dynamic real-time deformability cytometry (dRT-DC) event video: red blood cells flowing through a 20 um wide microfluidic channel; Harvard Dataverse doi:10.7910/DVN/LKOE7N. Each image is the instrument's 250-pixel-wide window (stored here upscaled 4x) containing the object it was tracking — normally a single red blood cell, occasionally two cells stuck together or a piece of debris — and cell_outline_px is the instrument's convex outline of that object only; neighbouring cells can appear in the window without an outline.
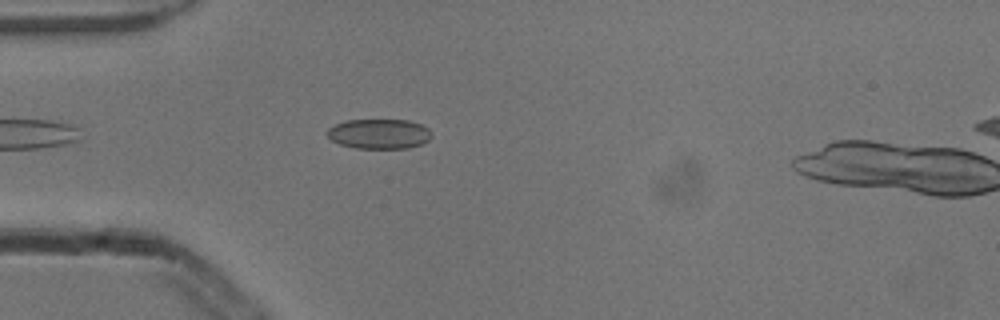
{"species": "common noctule bat (a hibernating species)", "species_latin": "Nyctalus noctula", "temperature_condition": "cold", "stored_images_in_passage": 43, "camera_frame_rate_fps": 3000, "um_per_image_px": 0.085, "animal": {"sex": "male", "body_mass_g": 13.3}, "frame": {"image": 1, "passage_image": 6, "time_ms": 1.667, "image_size_px": [1000, 320], "cell_outline_px": [[428, 140], [420, 144], [408, 148], [356, 148], [340, 144], [332, 140], [328, 136], [328, 128], [344, 120], [408, 120], [420, 124], [428, 128]], "centroid_in_image_um": [32.18, 11.37], "position_along_channel_um": 52.8, "area_um2": 17.86}}
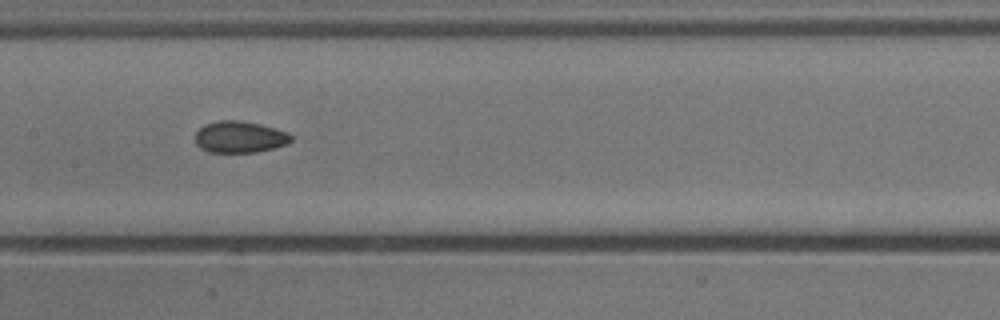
{"frame": {"image": 2, "passage_image": 17, "time_ms": 5.333, "image_size_px": [1000, 320], "cell_outline_px": [[292, 140], [284, 144], [272, 148], [252, 152], [208, 152], [200, 148], [196, 144], [196, 132], [204, 124], [220, 120], [236, 120], [260, 124], [276, 128], [288, 132], [292, 136]], "centroid_in_image_um": [20.35, 11.63], "position_along_channel_um": 187.0, "area_um2": 17.51}}
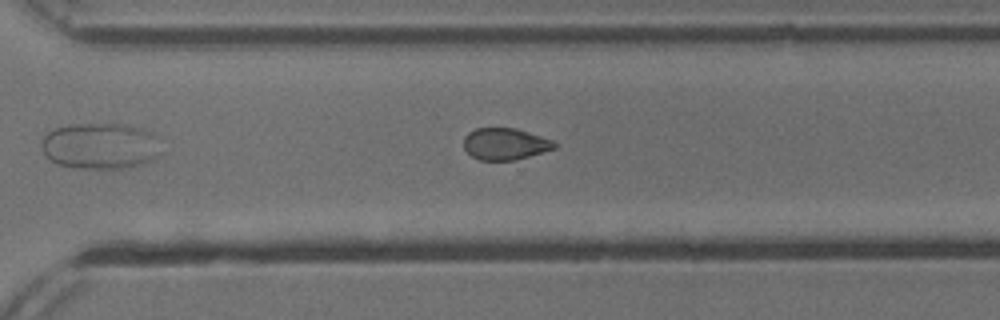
{"frame": {"image": 3, "passage_image": 28, "time_ms": 9.0, "image_size_px": [1000, 320], "cell_outline_px": [[556, 148], [516, 160], [480, 160], [472, 156], [464, 148], [464, 136], [468, 132], [476, 128], [516, 128], [552, 140], [556, 144]], "centroid_in_image_um": [42.92, 12.23], "position_along_channel_um": 327.7, "area_um2": 16.7}}